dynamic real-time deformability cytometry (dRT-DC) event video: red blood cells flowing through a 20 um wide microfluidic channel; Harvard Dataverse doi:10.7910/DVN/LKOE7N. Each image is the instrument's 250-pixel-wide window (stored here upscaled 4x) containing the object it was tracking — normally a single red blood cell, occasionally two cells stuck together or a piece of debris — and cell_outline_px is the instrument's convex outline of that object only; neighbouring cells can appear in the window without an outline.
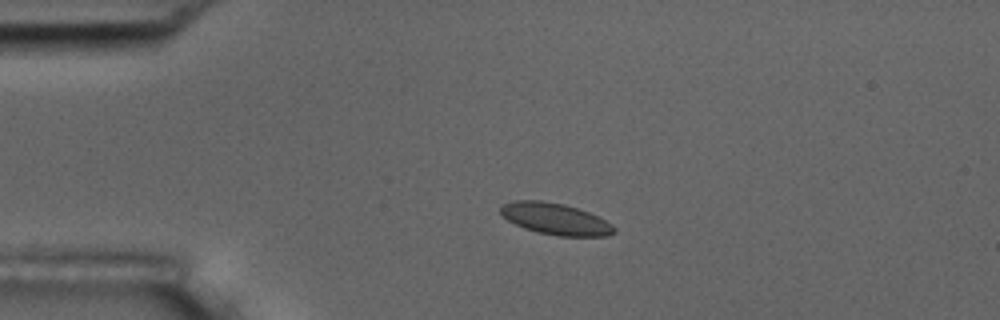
{"species": "common noctule bat (a hibernating species)", "species_latin": "Nyctalus noctula", "temperature_condition": "room temperature", "stored_images_in_passage": 4, "camera_frame_rate_fps": 3000, "um_per_image_px": 0.085, "animal": {"sex": "male", "body_mass_g": 17.5, "forearm_length_mm": 52.3}, "frame": {"image": 1, "passage_image": 2, "time_ms": 0.333, "image_size_px": [1000, 320], "cell_outline_px": [[616, 232], [608, 236], [556, 236], [536, 232], [524, 228], [508, 220], [500, 212], [500, 208], [504, 204], [516, 200], [540, 200], [564, 204], [588, 212], [612, 224], [616, 228]], "centroid_in_image_um": [47.22, 18.62], "position_along_channel_um": 37.8, "area_um2": 20.75}}